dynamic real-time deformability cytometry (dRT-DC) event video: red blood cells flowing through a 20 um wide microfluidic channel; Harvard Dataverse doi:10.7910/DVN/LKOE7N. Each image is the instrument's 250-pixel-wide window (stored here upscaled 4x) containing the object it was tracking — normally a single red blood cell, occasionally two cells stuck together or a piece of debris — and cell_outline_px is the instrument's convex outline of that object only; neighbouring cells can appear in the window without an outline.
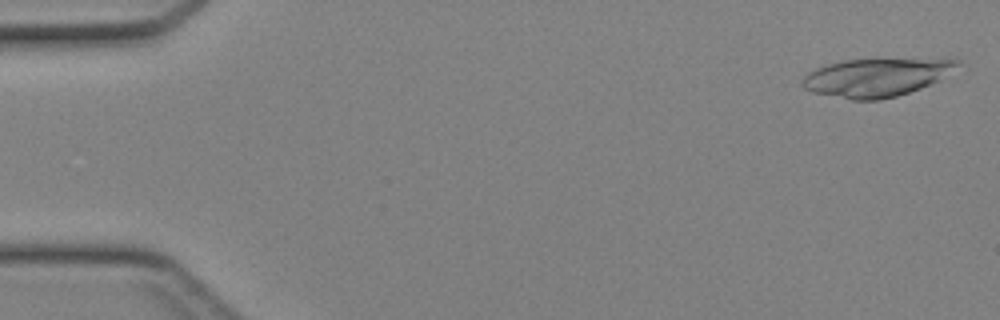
{"species": "Egyptian fruit bat (a non-hibernating species)", "species_latin": "Rousettus aegyptiacus", "temperature_condition": "cold", "stored_images_in_passage": 15, "camera_frame_rate_fps": 3000, "um_per_image_px": 0.085, "animal": {"sex": "female"}, "frame": {"image": 1, "passage_image": 1, "time_ms": 0.0, "image_size_px": [1000, 320], "cell_outline_px": [[960, 64], [940, 80], [920, 88], [896, 96], [880, 100], [852, 100], [812, 92], [804, 88], [800, 84], [800, 80], [808, 72], [816, 68], [828, 64], [844, 60], [956, 56], [960, 60]], "centroid_in_image_um": [74.58, 6.53], "position_along_channel_um": 10.4, "area_um2": 35.55}}
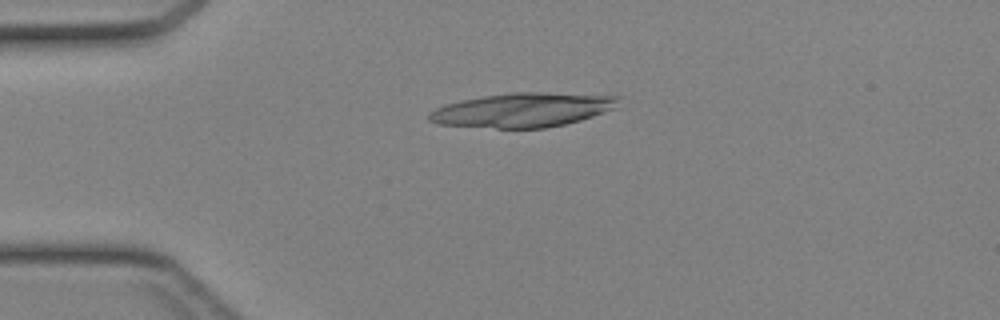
{"frame": {"image": 2, "passage_image": 10, "time_ms": 3.0, "image_size_px": [1000, 320], "cell_outline_px": [[624, 96], [616, 108], [580, 120], [564, 124], [544, 128], [496, 128], [440, 124], [428, 120], [428, 112], [444, 104], [460, 100], [484, 96], [512, 92], [544, 92]], "centroid_in_image_um": [44.46, 9.33], "position_along_channel_um": 40.5, "area_um2": 37.92}}